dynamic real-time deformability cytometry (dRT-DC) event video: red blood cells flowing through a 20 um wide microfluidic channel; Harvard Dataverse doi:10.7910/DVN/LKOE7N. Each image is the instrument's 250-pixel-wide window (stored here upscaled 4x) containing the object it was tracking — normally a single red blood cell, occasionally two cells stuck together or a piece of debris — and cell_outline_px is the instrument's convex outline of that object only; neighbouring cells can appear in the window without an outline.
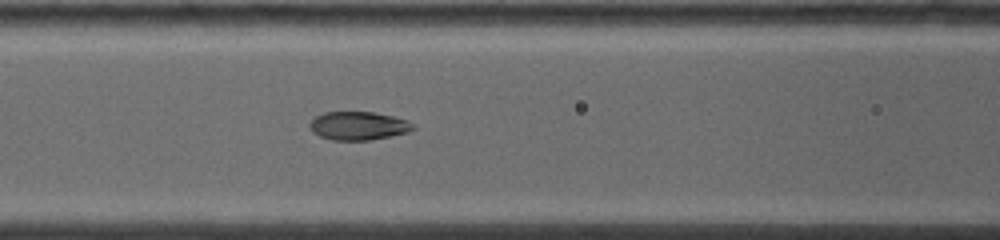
{"species": "common noctule bat (a hibernating species)", "species_latin": "Nyctalus noctula", "temperature_condition": "warm", "stored_images_in_passage": 10, "camera_frame_rate_fps": 5000, "um_per_image_px": 0.085, "animal": {"sex": "female", "body_mass_g": 19.0, "forearm_length_mm": 53.3}, "frame": {"image": 1, "passage_image": 10, "time_ms": 4.2, "image_size_px": [1000, 240], "cell_outline_px": [[416, 128], [408, 132], [368, 140], [332, 140], [320, 136], [312, 132], [308, 124], [316, 116], [324, 112], [372, 112], [392, 116], [408, 120], [416, 124]], "centroid_in_image_um": [30.47, 10.69], "position_along_channel_um": 136.1, "area_um2": 17.11}}